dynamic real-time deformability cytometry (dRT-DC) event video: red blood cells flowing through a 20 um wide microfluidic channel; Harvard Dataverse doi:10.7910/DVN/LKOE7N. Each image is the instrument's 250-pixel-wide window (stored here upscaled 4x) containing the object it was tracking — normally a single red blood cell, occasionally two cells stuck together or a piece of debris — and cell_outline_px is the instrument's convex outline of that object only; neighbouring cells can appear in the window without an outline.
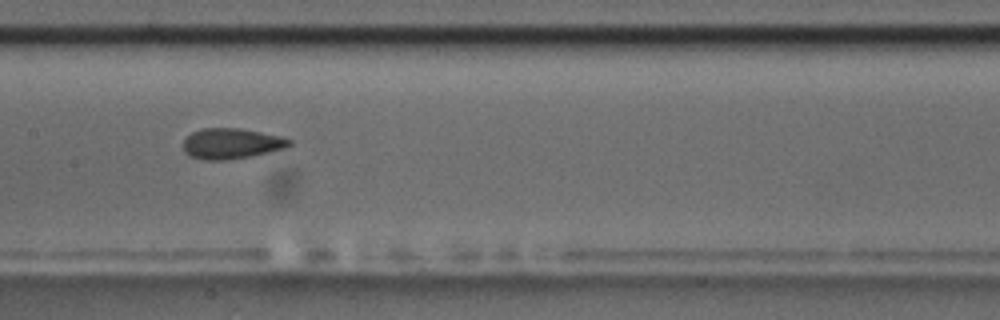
{"species": "common noctule bat (a hibernating species)", "species_latin": "Nyctalus noctula", "temperature_condition": "room temperature", "stored_images_in_passage": 8, "camera_frame_rate_fps": 3000, "um_per_image_px": 0.085, "animal": {"sex": "male", "body_mass_g": 17.5, "forearm_length_mm": 52.3}, "frame": {"image": 1, "passage_image": 7, "time_ms": 6.667, "image_size_px": [1000, 320], "cell_outline_px": [[292, 144], [284, 148], [268, 152], [248, 156], [224, 160], [204, 160], [192, 156], [184, 152], [184, 140], [192, 132], [204, 128], [240, 128], [280, 136], [292, 140]], "centroid_in_image_um": [19.66, 12.19], "position_along_channel_um": 187.7, "area_um2": 18.61}}